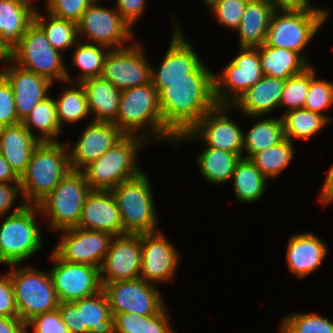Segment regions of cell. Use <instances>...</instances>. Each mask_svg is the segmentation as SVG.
<instances>
[{"label":"cell","instance_id":"6da1fadb","mask_svg":"<svg viewBox=\"0 0 333 333\" xmlns=\"http://www.w3.org/2000/svg\"><path fill=\"white\" fill-rule=\"evenodd\" d=\"M165 126L178 137L218 104L214 79L151 80Z\"/></svg>","mask_w":333,"mask_h":333},{"label":"cell","instance_id":"7a4b0ae2","mask_svg":"<svg viewBox=\"0 0 333 333\" xmlns=\"http://www.w3.org/2000/svg\"><path fill=\"white\" fill-rule=\"evenodd\" d=\"M70 147L69 142L66 146L58 141L38 143L20 177L19 185L26 205H38L71 170L67 152Z\"/></svg>","mask_w":333,"mask_h":333},{"label":"cell","instance_id":"3957f363","mask_svg":"<svg viewBox=\"0 0 333 333\" xmlns=\"http://www.w3.org/2000/svg\"><path fill=\"white\" fill-rule=\"evenodd\" d=\"M115 125L125 135H136L141 129L144 131L140 135L146 139L149 134L161 141L176 142L177 139L163 122L158 92L151 82L121 92ZM144 128L150 133L145 134Z\"/></svg>","mask_w":333,"mask_h":333},{"label":"cell","instance_id":"277c9868","mask_svg":"<svg viewBox=\"0 0 333 333\" xmlns=\"http://www.w3.org/2000/svg\"><path fill=\"white\" fill-rule=\"evenodd\" d=\"M148 140L140 135H125L113 147L108 149L80 171L91 190H112L121 182L138 177L143 171L137 163L139 149Z\"/></svg>","mask_w":333,"mask_h":333},{"label":"cell","instance_id":"5b68a950","mask_svg":"<svg viewBox=\"0 0 333 333\" xmlns=\"http://www.w3.org/2000/svg\"><path fill=\"white\" fill-rule=\"evenodd\" d=\"M37 205H26L22 201L0 225V263L18 265L29 259L42 247V237L36 212Z\"/></svg>","mask_w":333,"mask_h":333},{"label":"cell","instance_id":"8992f818","mask_svg":"<svg viewBox=\"0 0 333 333\" xmlns=\"http://www.w3.org/2000/svg\"><path fill=\"white\" fill-rule=\"evenodd\" d=\"M148 178L142 172L138 177L121 182L111 190L120 212L123 235L159 231Z\"/></svg>","mask_w":333,"mask_h":333},{"label":"cell","instance_id":"52a82bcc","mask_svg":"<svg viewBox=\"0 0 333 333\" xmlns=\"http://www.w3.org/2000/svg\"><path fill=\"white\" fill-rule=\"evenodd\" d=\"M37 73L52 83L63 81L73 83L62 54L47 40L44 31L33 22L13 47V63Z\"/></svg>","mask_w":333,"mask_h":333},{"label":"cell","instance_id":"ba28073f","mask_svg":"<svg viewBox=\"0 0 333 333\" xmlns=\"http://www.w3.org/2000/svg\"><path fill=\"white\" fill-rule=\"evenodd\" d=\"M13 267L9 272L14 289L19 319L29 321L36 315L58 309L59 300L50 273L33 266L22 269Z\"/></svg>","mask_w":333,"mask_h":333},{"label":"cell","instance_id":"9c48e42d","mask_svg":"<svg viewBox=\"0 0 333 333\" xmlns=\"http://www.w3.org/2000/svg\"><path fill=\"white\" fill-rule=\"evenodd\" d=\"M90 191L84 174L80 170H70L37 206L40 213L49 217L51 229L60 231L73 228L78 224Z\"/></svg>","mask_w":333,"mask_h":333},{"label":"cell","instance_id":"30bf717a","mask_svg":"<svg viewBox=\"0 0 333 333\" xmlns=\"http://www.w3.org/2000/svg\"><path fill=\"white\" fill-rule=\"evenodd\" d=\"M329 17V10H275L265 45L301 53Z\"/></svg>","mask_w":333,"mask_h":333},{"label":"cell","instance_id":"8fae6325","mask_svg":"<svg viewBox=\"0 0 333 333\" xmlns=\"http://www.w3.org/2000/svg\"><path fill=\"white\" fill-rule=\"evenodd\" d=\"M239 51L225 66L221 76H214L215 99L218 105H232L264 76L259 47H239Z\"/></svg>","mask_w":333,"mask_h":333},{"label":"cell","instance_id":"7c38bea8","mask_svg":"<svg viewBox=\"0 0 333 333\" xmlns=\"http://www.w3.org/2000/svg\"><path fill=\"white\" fill-rule=\"evenodd\" d=\"M231 105H217L191 130L180 134L176 142L202 139L207 147L243 156V130L227 116Z\"/></svg>","mask_w":333,"mask_h":333},{"label":"cell","instance_id":"4fadbf2b","mask_svg":"<svg viewBox=\"0 0 333 333\" xmlns=\"http://www.w3.org/2000/svg\"><path fill=\"white\" fill-rule=\"evenodd\" d=\"M156 285L141 278L102 283L112 314L135 313L140 316L156 314L164 300Z\"/></svg>","mask_w":333,"mask_h":333},{"label":"cell","instance_id":"5bb4252c","mask_svg":"<svg viewBox=\"0 0 333 333\" xmlns=\"http://www.w3.org/2000/svg\"><path fill=\"white\" fill-rule=\"evenodd\" d=\"M96 3L94 0L77 22L79 37L86 36L87 43L101 44L110 49L129 46L126 41L134 37L132 27L122 19L116 9H109Z\"/></svg>","mask_w":333,"mask_h":333},{"label":"cell","instance_id":"9a60e30c","mask_svg":"<svg viewBox=\"0 0 333 333\" xmlns=\"http://www.w3.org/2000/svg\"><path fill=\"white\" fill-rule=\"evenodd\" d=\"M51 255L54 265L49 273L60 303L73 302L102 290L100 268L66 262L53 251Z\"/></svg>","mask_w":333,"mask_h":333},{"label":"cell","instance_id":"2e32d148","mask_svg":"<svg viewBox=\"0 0 333 333\" xmlns=\"http://www.w3.org/2000/svg\"><path fill=\"white\" fill-rule=\"evenodd\" d=\"M173 38L158 70L151 67V80L214 79L215 74L202 62L186 36L174 22Z\"/></svg>","mask_w":333,"mask_h":333},{"label":"cell","instance_id":"e0dca14e","mask_svg":"<svg viewBox=\"0 0 333 333\" xmlns=\"http://www.w3.org/2000/svg\"><path fill=\"white\" fill-rule=\"evenodd\" d=\"M62 234L53 252L69 263L87 264L100 268L109 250L112 234L73 227Z\"/></svg>","mask_w":333,"mask_h":333},{"label":"cell","instance_id":"ac0fdd59","mask_svg":"<svg viewBox=\"0 0 333 333\" xmlns=\"http://www.w3.org/2000/svg\"><path fill=\"white\" fill-rule=\"evenodd\" d=\"M131 44L110 49L101 75L121 91L151 82V65L145 60L141 45L138 42Z\"/></svg>","mask_w":333,"mask_h":333},{"label":"cell","instance_id":"d6986e66","mask_svg":"<svg viewBox=\"0 0 333 333\" xmlns=\"http://www.w3.org/2000/svg\"><path fill=\"white\" fill-rule=\"evenodd\" d=\"M141 234L115 236L100 267L101 283L140 278Z\"/></svg>","mask_w":333,"mask_h":333},{"label":"cell","instance_id":"ffe728a7","mask_svg":"<svg viewBox=\"0 0 333 333\" xmlns=\"http://www.w3.org/2000/svg\"><path fill=\"white\" fill-rule=\"evenodd\" d=\"M141 246V279L155 284L174 277L180 260L179 252L161 230L141 233Z\"/></svg>","mask_w":333,"mask_h":333},{"label":"cell","instance_id":"44dd1931","mask_svg":"<svg viewBox=\"0 0 333 333\" xmlns=\"http://www.w3.org/2000/svg\"><path fill=\"white\" fill-rule=\"evenodd\" d=\"M74 147L70 149L71 170H81L90 162L99 159L125 134L112 122L91 121Z\"/></svg>","mask_w":333,"mask_h":333},{"label":"cell","instance_id":"7402d4cb","mask_svg":"<svg viewBox=\"0 0 333 333\" xmlns=\"http://www.w3.org/2000/svg\"><path fill=\"white\" fill-rule=\"evenodd\" d=\"M0 70L12 86L17 117L22 122L39 102L50 96L48 91L53 83L17 64H8Z\"/></svg>","mask_w":333,"mask_h":333},{"label":"cell","instance_id":"603a6c76","mask_svg":"<svg viewBox=\"0 0 333 333\" xmlns=\"http://www.w3.org/2000/svg\"><path fill=\"white\" fill-rule=\"evenodd\" d=\"M76 227L123 235L120 212L111 190H91L87 194Z\"/></svg>","mask_w":333,"mask_h":333},{"label":"cell","instance_id":"cb8c5ba5","mask_svg":"<svg viewBox=\"0 0 333 333\" xmlns=\"http://www.w3.org/2000/svg\"><path fill=\"white\" fill-rule=\"evenodd\" d=\"M327 250L326 243L312 232L292 235L286 253L288 269L304 278L321 265Z\"/></svg>","mask_w":333,"mask_h":333},{"label":"cell","instance_id":"d4e9b609","mask_svg":"<svg viewBox=\"0 0 333 333\" xmlns=\"http://www.w3.org/2000/svg\"><path fill=\"white\" fill-rule=\"evenodd\" d=\"M285 80L264 75L254 86L246 90L231 107H236L244 115L256 118L267 115L280 107Z\"/></svg>","mask_w":333,"mask_h":333},{"label":"cell","instance_id":"484cf974","mask_svg":"<svg viewBox=\"0 0 333 333\" xmlns=\"http://www.w3.org/2000/svg\"><path fill=\"white\" fill-rule=\"evenodd\" d=\"M40 141L22 123L0 127V153L21 177Z\"/></svg>","mask_w":333,"mask_h":333},{"label":"cell","instance_id":"4316f807","mask_svg":"<svg viewBox=\"0 0 333 333\" xmlns=\"http://www.w3.org/2000/svg\"><path fill=\"white\" fill-rule=\"evenodd\" d=\"M275 9L269 0H248L239 27V47L257 48L265 44Z\"/></svg>","mask_w":333,"mask_h":333},{"label":"cell","instance_id":"83f0119b","mask_svg":"<svg viewBox=\"0 0 333 333\" xmlns=\"http://www.w3.org/2000/svg\"><path fill=\"white\" fill-rule=\"evenodd\" d=\"M87 97L93 121L116 123L121 90L102 77L90 78L81 82Z\"/></svg>","mask_w":333,"mask_h":333},{"label":"cell","instance_id":"f1b7e54d","mask_svg":"<svg viewBox=\"0 0 333 333\" xmlns=\"http://www.w3.org/2000/svg\"><path fill=\"white\" fill-rule=\"evenodd\" d=\"M31 0H0V35L14 47L34 22Z\"/></svg>","mask_w":333,"mask_h":333},{"label":"cell","instance_id":"f546056e","mask_svg":"<svg viewBox=\"0 0 333 333\" xmlns=\"http://www.w3.org/2000/svg\"><path fill=\"white\" fill-rule=\"evenodd\" d=\"M260 62L264 75L287 80L309 67L305 55L292 50L268 45L259 47Z\"/></svg>","mask_w":333,"mask_h":333},{"label":"cell","instance_id":"4dcf8cb0","mask_svg":"<svg viewBox=\"0 0 333 333\" xmlns=\"http://www.w3.org/2000/svg\"><path fill=\"white\" fill-rule=\"evenodd\" d=\"M73 303L80 311L82 333H114L113 315L103 290Z\"/></svg>","mask_w":333,"mask_h":333},{"label":"cell","instance_id":"1f68e13d","mask_svg":"<svg viewBox=\"0 0 333 333\" xmlns=\"http://www.w3.org/2000/svg\"><path fill=\"white\" fill-rule=\"evenodd\" d=\"M267 178L249 159L241 157L237 162L231 181L239 202L251 203L262 197Z\"/></svg>","mask_w":333,"mask_h":333},{"label":"cell","instance_id":"d6a6232c","mask_svg":"<svg viewBox=\"0 0 333 333\" xmlns=\"http://www.w3.org/2000/svg\"><path fill=\"white\" fill-rule=\"evenodd\" d=\"M243 156L225 150L206 147L197 157L203 178L212 184H224L231 180L237 162Z\"/></svg>","mask_w":333,"mask_h":333},{"label":"cell","instance_id":"836d02e7","mask_svg":"<svg viewBox=\"0 0 333 333\" xmlns=\"http://www.w3.org/2000/svg\"><path fill=\"white\" fill-rule=\"evenodd\" d=\"M113 315L114 333H174L164 305L156 314L140 316L135 313Z\"/></svg>","mask_w":333,"mask_h":333},{"label":"cell","instance_id":"e575fe53","mask_svg":"<svg viewBox=\"0 0 333 333\" xmlns=\"http://www.w3.org/2000/svg\"><path fill=\"white\" fill-rule=\"evenodd\" d=\"M281 116L285 138L307 140L321 130L331 118L305 108L285 111Z\"/></svg>","mask_w":333,"mask_h":333},{"label":"cell","instance_id":"d590c367","mask_svg":"<svg viewBox=\"0 0 333 333\" xmlns=\"http://www.w3.org/2000/svg\"><path fill=\"white\" fill-rule=\"evenodd\" d=\"M285 139L283 122L281 117L263 119L253 124L251 129L243 133V152L251 158L256 152L270 148Z\"/></svg>","mask_w":333,"mask_h":333},{"label":"cell","instance_id":"8d00e7d4","mask_svg":"<svg viewBox=\"0 0 333 333\" xmlns=\"http://www.w3.org/2000/svg\"><path fill=\"white\" fill-rule=\"evenodd\" d=\"M21 123L40 142L58 141L55 137L59 135L62 128L57 119L55 99L48 96L39 102ZM34 128L38 130V133L40 131L38 136L33 133Z\"/></svg>","mask_w":333,"mask_h":333},{"label":"cell","instance_id":"74e56055","mask_svg":"<svg viewBox=\"0 0 333 333\" xmlns=\"http://www.w3.org/2000/svg\"><path fill=\"white\" fill-rule=\"evenodd\" d=\"M34 22L44 31L49 43L60 53L77 44L79 36L76 22L59 19L49 13L42 16L38 10L35 11Z\"/></svg>","mask_w":333,"mask_h":333},{"label":"cell","instance_id":"f35d334b","mask_svg":"<svg viewBox=\"0 0 333 333\" xmlns=\"http://www.w3.org/2000/svg\"><path fill=\"white\" fill-rule=\"evenodd\" d=\"M294 145L285 138L282 142L256 152L250 160L261 170L268 179L278 176L289 165L293 159Z\"/></svg>","mask_w":333,"mask_h":333},{"label":"cell","instance_id":"ab89813d","mask_svg":"<svg viewBox=\"0 0 333 333\" xmlns=\"http://www.w3.org/2000/svg\"><path fill=\"white\" fill-rule=\"evenodd\" d=\"M77 42L73 53V65L81 70L77 82L101 77L104 61L110 48L101 44Z\"/></svg>","mask_w":333,"mask_h":333},{"label":"cell","instance_id":"60d3db41","mask_svg":"<svg viewBox=\"0 0 333 333\" xmlns=\"http://www.w3.org/2000/svg\"><path fill=\"white\" fill-rule=\"evenodd\" d=\"M75 84L77 86L65 89L55 100L57 119L61 128L64 122L75 123L90 114L85 89L82 83Z\"/></svg>","mask_w":333,"mask_h":333},{"label":"cell","instance_id":"b9f144b4","mask_svg":"<svg viewBox=\"0 0 333 333\" xmlns=\"http://www.w3.org/2000/svg\"><path fill=\"white\" fill-rule=\"evenodd\" d=\"M281 333H333V322L315 313H294L282 320Z\"/></svg>","mask_w":333,"mask_h":333},{"label":"cell","instance_id":"7bdbcfd3","mask_svg":"<svg viewBox=\"0 0 333 333\" xmlns=\"http://www.w3.org/2000/svg\"><path fill=\"white\" fill-rule=\"evenodd\" d=\"M311 80V65L303 72L285 80L280 107H288L285 111L303 108Z\"/></svg>","mask_w":333,"mask_h":333},{"label":"cell","instance_id":"ee69618b","mask_svg":"<svg viewBox=\"0 0 333 333\" xmlns=\"http://www.w3.org/2000/svg\"><path fill=\"white\" fill-rule=\"evenodd\" d=\"M315 69L311 66V80L303 108L325 115L323 110L333 104V83L317 79Z\"/></svg>","mask_w":333,"mask_h":333},{"label":"cell","instance_id":"f6af8a7d","mask_svg":"<svg viewBox=\"0 0 333 333\" xmlns=\"http://www.w3.org/2000/svg\"><path fill=\"white\" fill-rule=\"evenodd\" d=\"M248 0H215L208 7L220 24L236 30L241 22Z\"/></svg>","mask_w":333,"mask_h":333},{"label":"cell","instance_id":"bcb514c9","mask_svg":"<svg viewBox=\"0 0 333 333\" xmlns=\"http://www.w3.org/2000/svg\"><path fill=\"white\" fill-rule=\"evenodd\" d=\"M94 0H47L46 12L59 19L78 22Z\"/></svg>","mask_w":333,"mask_h":333},{"label":"cell","instance_id":"7dc6e473","mask_svg":"<svg viewBox=\"0 0 333 333\" xmlns=\"http://www.w3.org/2000/svg\"><path fill=\"white\" fill-rule=\"evenodd\" d=\"M21 123L18 120L12 86L0 76V127Z\"/></svg>","mask_w":333,"mask_h":333},{"label":"cell","instance_id":"c3c4849f","mask_svg":"<svg viewBox=\"0 0 333 333\" xmlns=\"http://www.w3.org/2000/svg\"><path fill=\"white\" fill-rule=\"evenodd\" d=\"M34 327L35 333H70L63 323L59 309L36 315L26 322V328Z\"/></svg>","mask_w":333,"mask_h":333},{"label":"cell","instance_id":"681fc988","mask_svg":"<svg viewBox=\"0 0 333 333\" xmlns=\"http://www.w3.org/2000/svg\"><path fill=\"white\" fill-rule=\"evenodd\" d=\"M0 316L19 318L9 272L0 276Z\"/></svg>","mask_w":333,"mask_h":333},{"label":"cell","instance_id":"f907efd6","mask_svg":"<svg viewBox=\"0 0 333 333\" xmlns=\"http://www.w3.org/2000/svg\"><path fill=\"white\" fill-rule=\"evenodd\" d=\"M117 11L122 19L131 27L140 18L145 9L146 0H116Z\"/></svg>","mask_w":333,"mask_h":333},{"label":"cell","instance_id":"816d5d0a","mask_svg":"<svg viewBox=\"0 0 333 333\" xmlns=\"http://www.w3.org/2000/svg\"><path fill=\"white\" fill-rule=\"evenodd\" d=\"M63 323L70 333H82L80 311L73 302L59 303Z\"/></svg>","mask_w":333,"mask_h":333},{"label":"cell","instance_id":"f5cc1de1","mask_svg":"<svg viewBox=\"0 0 333 333\" xmlns=\"http://www.w3.org/2000/svg\"><path fill=\"white\" fill-rule=\"evenodd\" d=\"M0 182V218L13 207L15 199L22 194L19 184Z\"/></svg>","mask_w":333,"mask_h":333},{"label":"cell","instance_id":"db71d44e","mask_svg":"<svg viewBox=\"0 0 333 333\" xmlns=\"http://www.w3.org/2000/svg\"><path fill=\"white\" fill-rule=\"evenodd\" d=\"M275 10L288 11H309L325 10L324 8H315L309 0H269Z\"/></svg>","mask_w":333,"mask_h":333},{"label":"cell","instance_id":"11a10c76","mask_svg":"<svg viewBox=\"0 0 333 333\" xmlns=\"http://www.w3.org/2000/svg\"><path fill=\"white\" fill-rule=\"evenodd\" d=\"M28 330L19 318L0 316V333H28Z\"/></svg>","mask_w":333,"mask_h":333},{"label":"cell","instance_id":"9f6ffc18","mask_svg":"<svg viewBox=\"0 0 333 333\" xmlns=\"http://www.w3.org/2000/svg\"><path fill=\"white\" fill-rule=\"evenodd\" d=\"M0 182L3 183H20V177L15 173L7 160L0 153Z\"/></svg>","mask_w":333,"mask_h":333},{"label":"cell","instance_id":"6f0895ef","mask_svg":"<svg viewBox=\"0 0 333 333\" xmlns=\"http://www.w3.org/2000/svg\"><path fill=\"white\" fill-rule=\"evenodd\" d=\"M320 201L326 206L333 201V165L328 171L323 183L320 195Z\"/></svg>","mask_w":333,"mask_h":333},{"label":"cell","instance_id":"680465c9","mask_svg":"<svg viewBox=\"0 0 333 333\" xmlns=\"http://www.w3.org/2000/svg\"><path fill=\"white\" fill-rule=\"evenodd\" d=\"M0 61L13 62V47L8 44L0 35Z\"/></svg>","mask_w":333,"mask_h":333},{"label":"cell","instance_id":"91938a15","mask_svg":"<svg viewBox=\"0 0 333 333\" xmlns=\"http://www.w3.org/2000/svg\"><path fill=\"white\" fill-rule=\"evenodd\" d=\"M206 6H209L215 0H203Z\"/></svg>","mask_w":333,"mask_h":333}]
</instances>
